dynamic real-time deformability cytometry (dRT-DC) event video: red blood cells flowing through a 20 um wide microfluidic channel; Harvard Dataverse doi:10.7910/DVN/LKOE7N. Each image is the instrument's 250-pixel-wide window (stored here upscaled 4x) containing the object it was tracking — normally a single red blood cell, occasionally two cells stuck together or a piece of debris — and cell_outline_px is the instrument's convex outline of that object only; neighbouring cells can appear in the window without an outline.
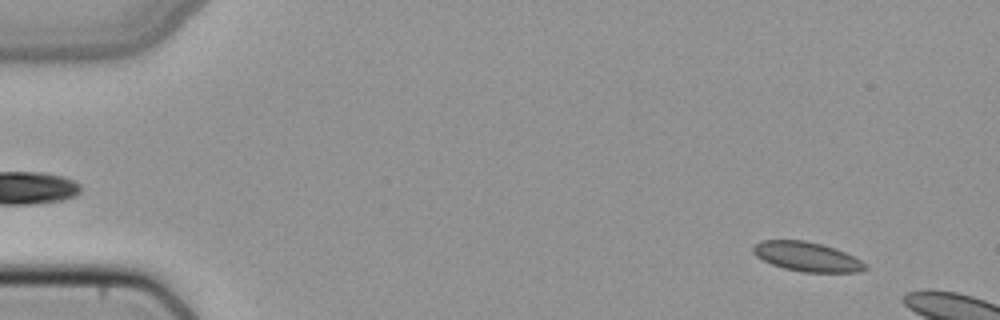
{"species": "common noctule bat (a hibernating species)", "species_latin": "Nyctalus noctula", "temperature_condition": "cold", "stored_images_in_passage": 11, "camera_frame_rate_fps": 3000, "um_per_image_px": 0.085, "animal": {"sex": "female", "body_mass_g": 22.7, "forearm_length_mm": 54.2}, "frame": {"image": 1, "passage_image": 5, "time_ms": 1.333, "image_size_px": [1000, 320], "cell_outline_px": [[868, 268], [860, 272], [804, 272], [784, 268], [772, 264], [756, 256], [752, 252], [752, 244], [760, 240], [804, 240], [836, 248], [868, 264]], "centroid_in_image_um": [68.57, 21.81], "position_along_channel_um": 16.4, "area_um2": 19.25}}